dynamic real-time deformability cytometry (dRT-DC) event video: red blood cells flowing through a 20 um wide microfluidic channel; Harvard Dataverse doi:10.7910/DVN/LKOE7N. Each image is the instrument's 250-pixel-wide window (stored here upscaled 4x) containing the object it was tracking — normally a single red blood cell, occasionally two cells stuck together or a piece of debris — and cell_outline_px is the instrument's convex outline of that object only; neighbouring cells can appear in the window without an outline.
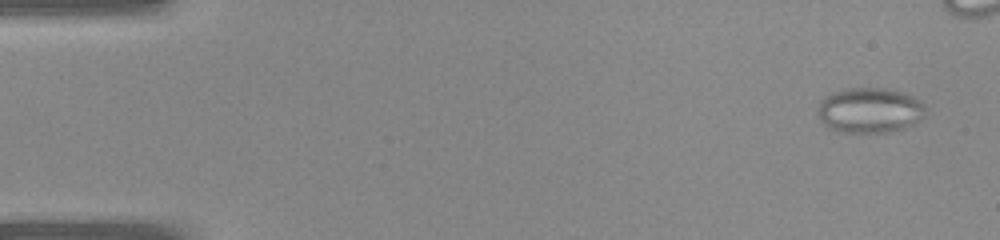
{"species": "common noctule bat (a hibernating species)", "species_latin": "Nyctalus noctula", "temperature_condition": "warm", "stored_images_in_passage": 35, "camera_frame_rate_fps": 3000, "um_per_image_px": 0.085, "animal": {"sex": "female", "body_mass_g": 22.0, "forearm_length_mm": 56.7}, "frame": {"image": 1, "passage_image": 2, "time_ms": 0.333, "image_size_px": [1000, 240], "cell_outline_px": [[924, 116], [920, 120], [904, 128], [888, 132], [868, 136], [836, 132], [820, 124], [816, 108], [820, 100], [824, 96], [832, 92], [848, 88], [888, 88], [904, 92], [920, 100], [924, 104]], "centroid_in_image_um": [73.85, 9.42], "position_along_channel_um": 11.1, "area_um2": 29.71}}
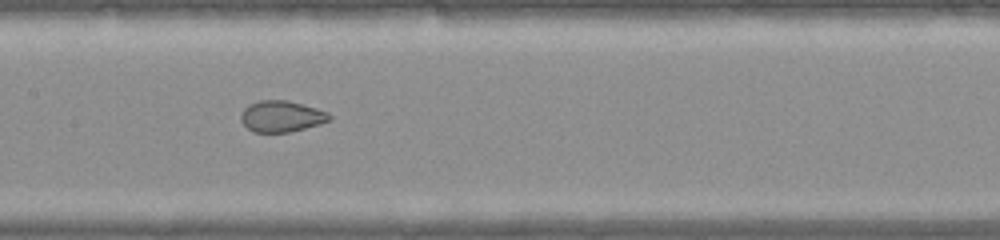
{"frame": {"image": 2, "passage_image": 20, "time_ms": 6.333, "image_size_px": [1000, 240], "cell_outline_px": [[332, 120], [320, 124], [288, 132], [252, 132], [240, 120], [240, 116], [244, 108], [248, 104], [260, 100], [288, 100], [316, 108], [328, 112], [332, 116]], "centroid_in_image_um": [23.93, 9.88], "position_along_channel_um": 183.5, "area_um2": 16.18}}
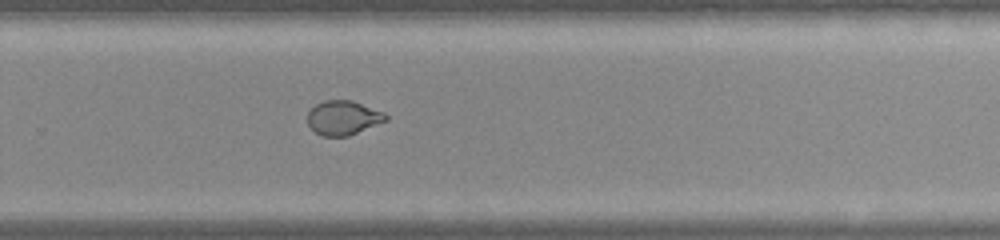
{"frame": {"image": 3, "passage_image": 27, "time_ms": 8.667, "image_size_px": [1000, 240], "cell_outline_px": [[388, 120], [348, 136], [324, 136], [316, 132], [308, 124], [308, 112], [316, 104], [324, 100], [352, 100], [384, 112], [388, 116]], "centroid_in_image_um": [29.19, 10.0], "position_along_channel_um": 300.6, "area_um2": 15.55}}